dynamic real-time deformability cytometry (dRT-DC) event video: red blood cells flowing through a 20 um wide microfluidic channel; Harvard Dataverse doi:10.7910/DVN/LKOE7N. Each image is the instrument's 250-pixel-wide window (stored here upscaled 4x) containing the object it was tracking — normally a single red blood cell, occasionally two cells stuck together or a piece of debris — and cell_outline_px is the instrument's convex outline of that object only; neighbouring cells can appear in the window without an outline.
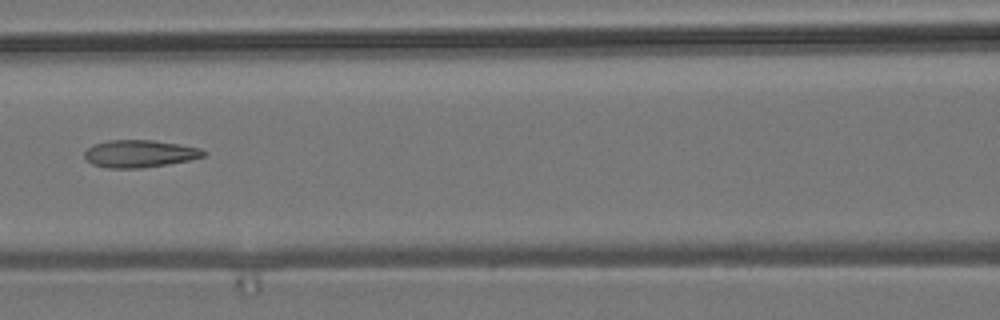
{"species": "common noctule bat (a hibernating species)", "species_latin": "Nyctalus noctula", "temperature_condition": "room temperature", "stored_images_in_passage": 6, "camera_frame_rate_fps": 3000, "um_per_image_px": 0.085, "animal": {"sex": "male", "body_mass_g": 19.2, "forearm_length_mm": 51.8}, "frame": {"image": 1, "passage_image": 6, "time_ms": 6.667, "image_size_px": [1000, 320], "cell_outline_px": [[208, 152], [204, 156], [188, 160], [168, 164], [140, 168], [108, 168], [92, 164], [84, 156], [84, 152], [92, 144], [108, 140], [152, 140], [200, 148]], "centroid_in_image_um": [11.84, 13.06], "position_along_channel_um": 154.8, "area_um2": 18.9}}